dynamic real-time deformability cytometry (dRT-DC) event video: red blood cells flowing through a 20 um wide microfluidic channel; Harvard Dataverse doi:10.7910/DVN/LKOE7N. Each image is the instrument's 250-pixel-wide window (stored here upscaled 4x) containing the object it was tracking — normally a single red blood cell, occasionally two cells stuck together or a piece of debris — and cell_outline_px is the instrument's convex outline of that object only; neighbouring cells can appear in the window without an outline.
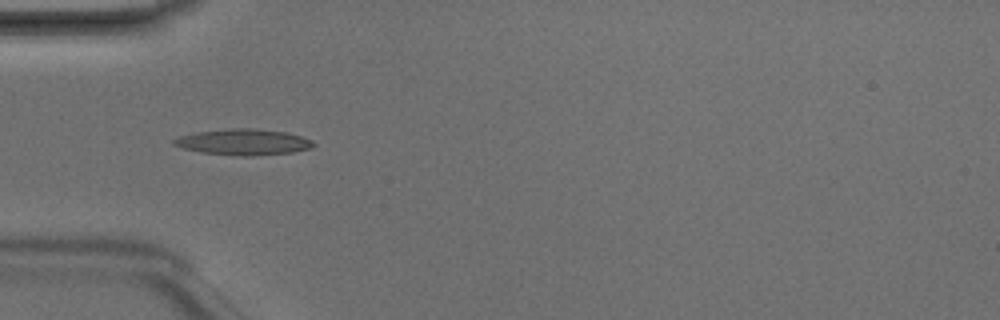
{"species": "Egyptian fruit bat (a non-hibernating species)", "species_latin": "Rousettus aegyptiacus", "temperature_condition": "room temperature", "stored_images_in_passage": 5, "camera_frame_rate_fps": 3000, "um_per_image_px": 0.085, "animal": {"sex": "male"}, "frame": {"image": 1, "passage_image": 4, "time_ms": 1.0, "image_size_px": [1000, 320], "cell_outline_px": [[316, 144], [312, 148], [292, 152], [252, 156], [240, 156], [200, 152], [184, 148], [172, 144], [172, 140], [180, 136], [196, 132], [232, 128], [252, 128], [284, 132], [300, 136], [312, 140]], "centroid_in_image_um": [20.69, 12.08], "position_along_channel_um": 64.3, "area_um2": 21.04}}